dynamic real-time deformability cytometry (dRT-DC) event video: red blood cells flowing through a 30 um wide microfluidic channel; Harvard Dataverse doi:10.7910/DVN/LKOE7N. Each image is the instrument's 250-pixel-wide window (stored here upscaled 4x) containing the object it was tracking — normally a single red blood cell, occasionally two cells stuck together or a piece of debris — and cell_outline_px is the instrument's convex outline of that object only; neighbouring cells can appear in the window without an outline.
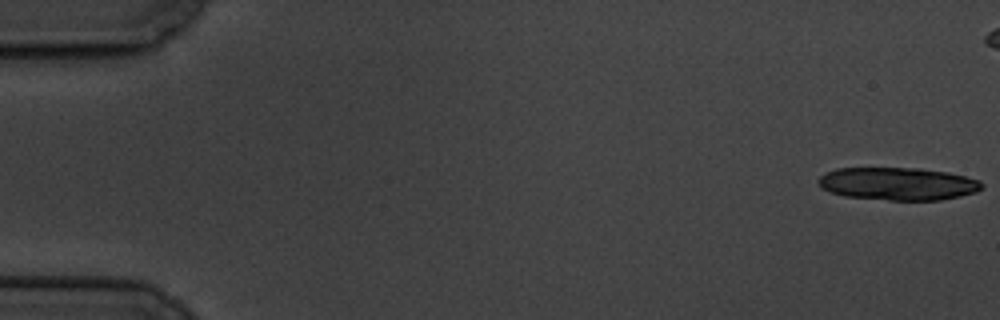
{"species": "common noctule bat (a hibernating species)", "species_latin": "Nyctalus noctula", "temperature_condition": "cold", "stored_images_in_passage": 8, "camera_frame_rate_fps": 3000, "um_per_image_px": 0.085, "animal": {"sex": "male", "body_mass_g": 19.5, "forearm_length_mm": 54.6}, "frame": {"image": 1, "passage_image": 1, "time_ms": 0.0, "image_size_px": [1000, 320], "cell_outline_px": [[984, 188], [976, 192], [960, 196], [940, 200], [888, 200], [844, 196], [820, 188], [816, 180], [820, 176], [836, 168], [920, 168], [948, 172], [980, 180], [984, 184]], "centroid_in_image_um": [76.33, 15.62], "position_along_channel_um": 8.7, "area_um2": 31.39}}
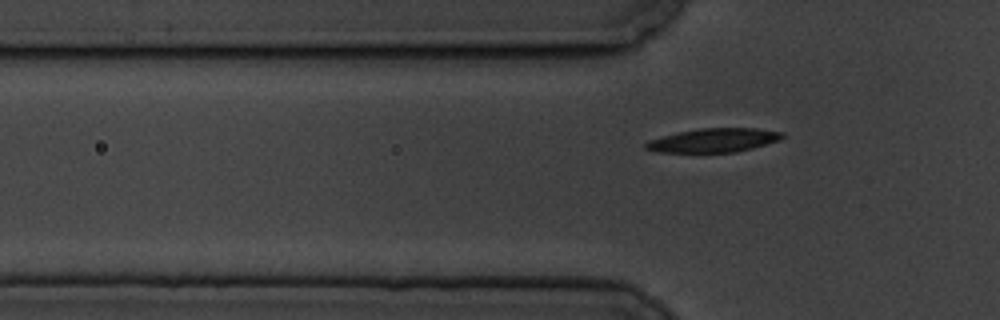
{"frame": {"image": 2, "passage_image": 8, "time_ms": 8.333, "image_size_px": [1000, 320], "cell_outline_px": [[784, 136], [780, 140], [752, 148], [736, 152], [656, 152], [644, 148], [644, 144], [648, 140], [676, 132], [700, 128], [756, 128], [784, 132]], "centroid_in_image_um": [60.64, 11.92], "position_along_channel_um": 65.2, "area_um2": 19.07}}